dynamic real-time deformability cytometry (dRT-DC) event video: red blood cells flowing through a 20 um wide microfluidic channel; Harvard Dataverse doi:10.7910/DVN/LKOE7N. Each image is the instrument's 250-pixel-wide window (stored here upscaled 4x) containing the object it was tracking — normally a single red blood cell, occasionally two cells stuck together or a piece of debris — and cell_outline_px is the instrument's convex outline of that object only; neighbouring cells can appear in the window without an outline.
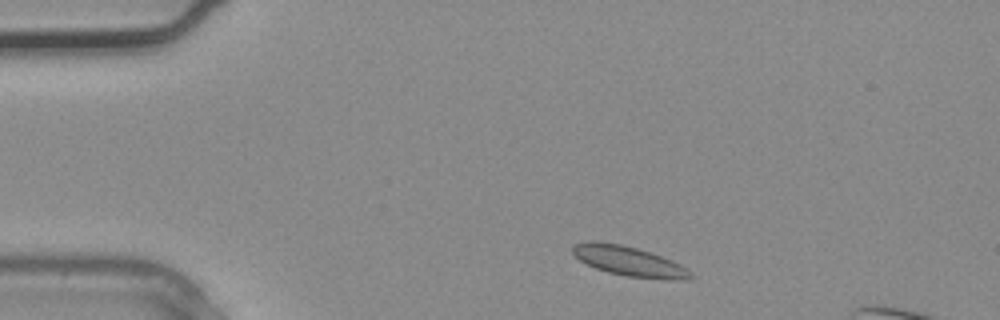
{"species": "common noctule bat (a hibernating species)", "species_latin": "Nyctalus noctula", "temperature_condition": "warm", "stored_images_in_passage": 2, "camera_frame_rate_fps": 3000, "um_per_image_px": 0.085, "animal": {"sex": "male", "body_mass_g": 20.4}, "frame": {"image": 1, "passage_image": 1, "time_ms": 0.0, "image_size_px": [1000, 320], "cell_outline_px": [[696, 276], [688, 280], [664, 280], [628, 276], [608, 272], [596, 268], [580, 260], [572, 252], [572, 248], [576, 244], [588, 240], [596, 240], [620, 244], [636, 248], [660, 256], [692, 272]], "centroid_in_image_um": [53.46, 22.21], "position_along_channel_um": 31.5, "area_um2": 20.23}}